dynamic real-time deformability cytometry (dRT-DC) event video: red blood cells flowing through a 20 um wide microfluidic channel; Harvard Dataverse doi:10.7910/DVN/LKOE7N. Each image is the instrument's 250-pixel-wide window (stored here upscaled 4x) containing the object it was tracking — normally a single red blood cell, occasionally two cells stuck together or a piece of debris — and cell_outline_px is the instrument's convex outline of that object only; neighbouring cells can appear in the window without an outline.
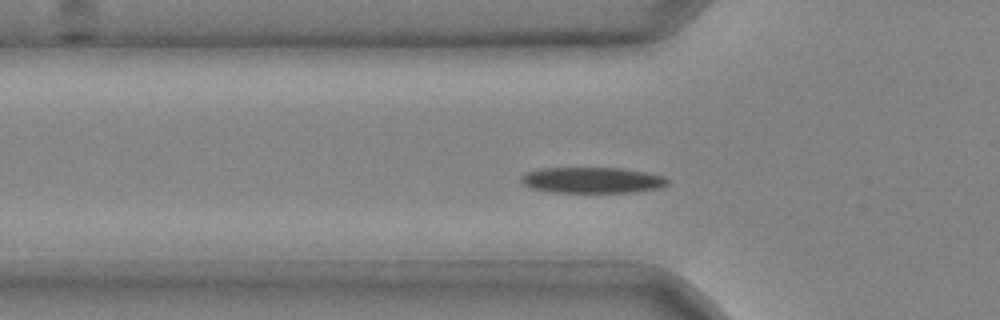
{"species": "common noctule bat (a hibernating species)", "species_latin": "Nyctalus noctula", "temperature_condition": "cold", "stored_images_in_passage": 29, "camera_frame_rate_fps": 3000, "um_per_image_px": 0.085, "animal": {"sex": "male", "body_mass_g": 20.4}, "frame": {"image": 1, "passage_image": 4, "time_ms": 1.0, "image_size_px": [1000, 320], "cell_outline_px": [[668, 184], [660, 188], [632, 192], [552, 192], [532, 188], [524, 184], [520, 180], [520, 176], [524, 172], [540, 168], [620, 168], [644, 172], [664, 176], [668, 180]], "centroid_in_image_um": [50.3, 15.31], "position_along_channel_um": 75.5, "area_um2": 22.08}}
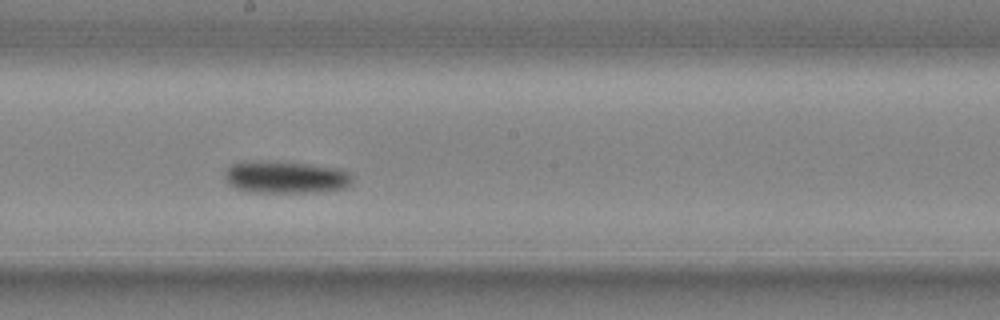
{"frame": {"image": 2, "passage_image": 14, "time_ms": 4.333, "image_size_px": [1000, 320], "cell_outline_px": [[352, 184], [344, 188], [320, 192], [244, 192], [228, 184], [224, 176], [224, 172], [232, 164], [240, 160], [260, 160], [308, 164], [336, 168], [348, 172], [352, 180]], "centroid_in_image_um": [24.21, 15.05], "position_along_channel_um": 224.0, "area_um2": 24.28}}
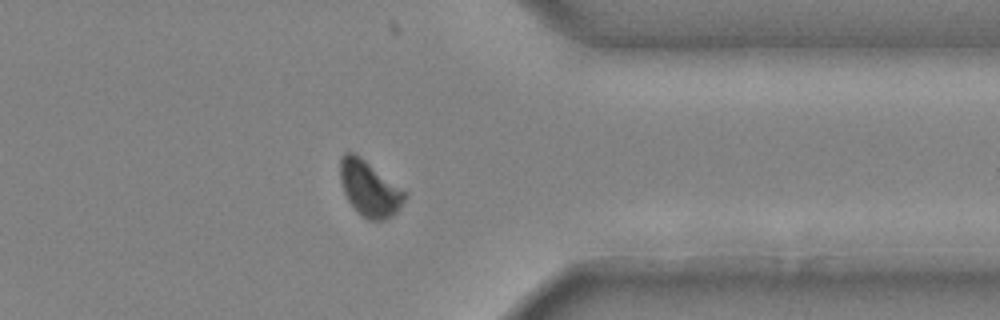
{"frame": {"image": 3, "passage_image": 25, "time_ms": 8.0, "image_size_px": [1000, 320], "cell_outline_px": [[408, 196], [396, 212], [392, 216], [384, 220], [368, 220], [360, 216], [356, 212], [348, 200], [344, 192], [340, 180], [340, 156], [344, 152], [352, 152], [360, 156], [408, 192]], "centroid_in_image_um": [31.41, 16.03], "position_along_channel_um": 380.0, "area_um2": 21.15}}